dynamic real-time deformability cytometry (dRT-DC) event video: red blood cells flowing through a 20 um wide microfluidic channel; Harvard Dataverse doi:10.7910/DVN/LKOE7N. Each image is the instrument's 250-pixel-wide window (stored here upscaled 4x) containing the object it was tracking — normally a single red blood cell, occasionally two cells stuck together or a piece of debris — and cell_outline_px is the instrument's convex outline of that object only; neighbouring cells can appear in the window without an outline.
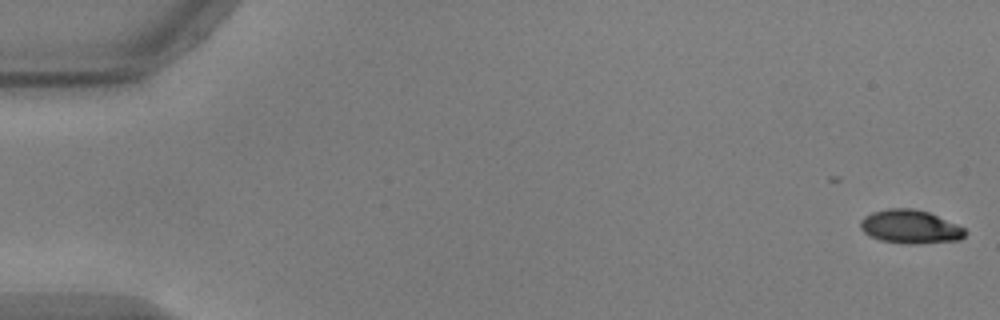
{"species": "common noctule bat (a hibernating species)", "species_latin": "Nyctalus noctula", "temperature_condition": "warm", "stored_images_in_passage": 21, "camera_frame_rate_fps": 3000, "um_per_image_px": 0.085, "animal": {"sex": "male", "body_mass_g": 17.9, "forearm_length_mm": 54.2}, "frame": {"image": 1, "passage_image": 1, "time_ms": 0.0, "image_size_px": [1000, 320], "cell_outline_px": [[968, 232], [960, 240], [920, 244], [908, 244], [880, 240], [868, 236], [860, 228], [860, 220], [864, 216], [872, 212], [888, 208], [912, 208], [928, 212], [956, 224], [964, 228]], "centroid_in_image_um": [77.35, 19.28], "position_along_channel_um": 7.6, "area_um2": 20.63}}
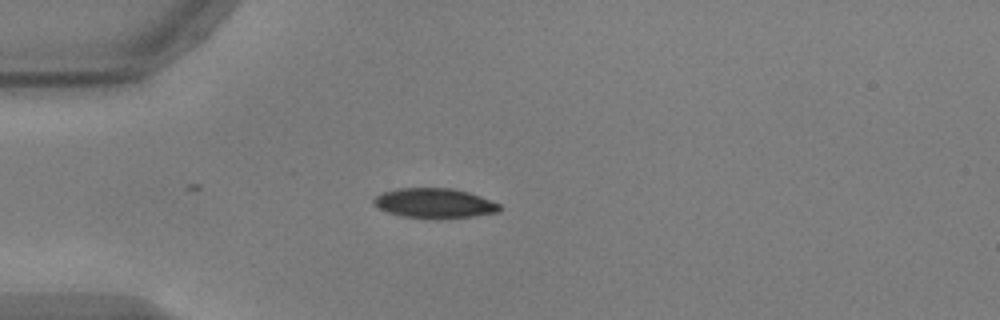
{"frame": {"image": 2, "passage_image": 15, "time_ms": 4.667, "image_size_px": [1000, 320], "cell_outline_px": [[500, 212], [472, 216], [404, 216], [388, 212], [372, 204], [372, 200], [376, 196], [384, 192], [396, 188], [452, 188], [468, 192], [480, 196], [500, 204]], "centroid_in_image_um": [36.92, 17.23], "position_along_channel_um": 48.1, "area_um2": 21.04}}